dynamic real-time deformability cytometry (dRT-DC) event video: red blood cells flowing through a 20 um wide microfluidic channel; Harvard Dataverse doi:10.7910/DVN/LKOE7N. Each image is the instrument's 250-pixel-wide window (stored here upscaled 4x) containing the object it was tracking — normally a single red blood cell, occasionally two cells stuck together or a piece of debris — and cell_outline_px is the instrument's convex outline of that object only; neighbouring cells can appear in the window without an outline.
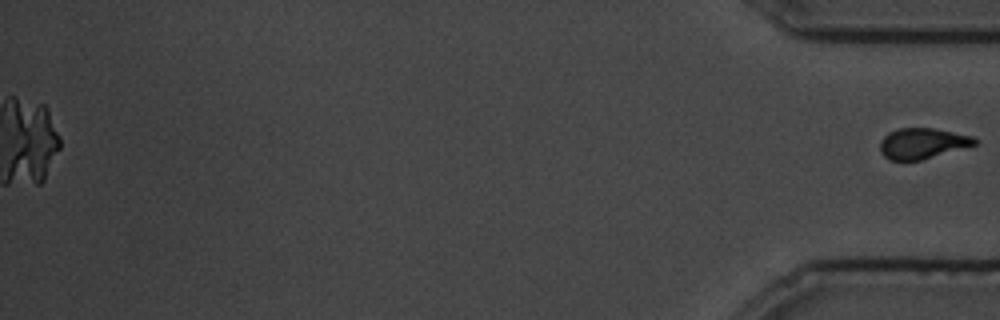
{"species": "common noctule bat (a hibernating species)", "species_latin": "Nyctalus noctula", "temperature_condition": "cold", "stored_images_in_passage": 84, "camera_frame_rate_fps": 3000, "um_per_image_px": 0.085, "animal": {"sex": "male", "body_mass_g": 19.5, "forearm_length_mm": 54.6}, "frame": {"image": 1, "passage_image": 84, "time_ms": 27.667, "image_size_px": [1000, 320], "cell_outline_px": [[980, 140], [976, 144], [920, 160], [888, 160], [880, 152], [880, 140], [888, 132], [900, 128], [932, 128], [972, 136]], "centroid_in_image_um": [78.37, 12.18], "position_along_channel_um": 356.8, "area_um2": 16.76}}